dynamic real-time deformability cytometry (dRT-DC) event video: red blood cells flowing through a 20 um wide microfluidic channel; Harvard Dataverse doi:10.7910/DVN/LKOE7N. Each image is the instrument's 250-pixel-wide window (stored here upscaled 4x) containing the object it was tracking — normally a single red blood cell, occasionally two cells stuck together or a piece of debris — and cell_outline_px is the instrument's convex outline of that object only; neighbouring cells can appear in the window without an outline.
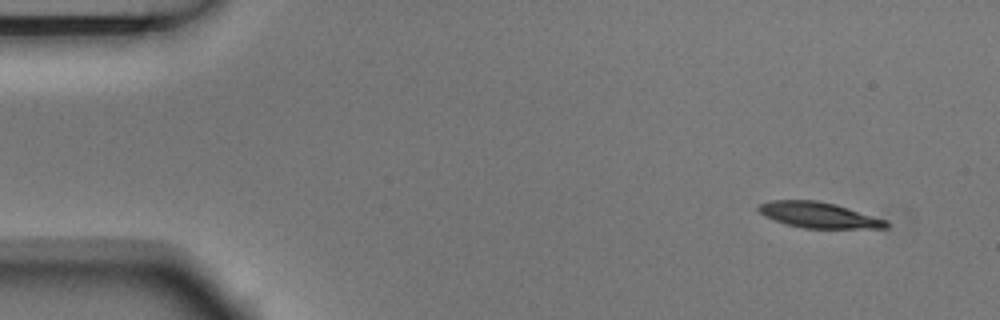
{"species": "Egyptian fruit bat (a non-hibernating species)", "species_latin": "Rousettus aegyptiacus", "temperature_condition": "room temperature", "stored_images_in_passage": 4, "segment_of_instrument_passage": [1, 2], "camera_frame_rate_fps": 3000, "um_per_image_px": 0.085, "animal": {"sex": "male"}, "frame": {"image": 1, "passage_image": 1, "time_ms": 0.0, "image_size_px": [1000, 320], "cell_outline_px": [[892, 224], [888, 228], [804, 228], [788, 224], [764, 216], [756, 208], [756, 204], [772, 200], [816, 200], [836, 204], [888, 220]], "centroid_in_image_um": [69.62, 18.27], "position_along_channel_um": 15.4, "area_um2": 19.25}}